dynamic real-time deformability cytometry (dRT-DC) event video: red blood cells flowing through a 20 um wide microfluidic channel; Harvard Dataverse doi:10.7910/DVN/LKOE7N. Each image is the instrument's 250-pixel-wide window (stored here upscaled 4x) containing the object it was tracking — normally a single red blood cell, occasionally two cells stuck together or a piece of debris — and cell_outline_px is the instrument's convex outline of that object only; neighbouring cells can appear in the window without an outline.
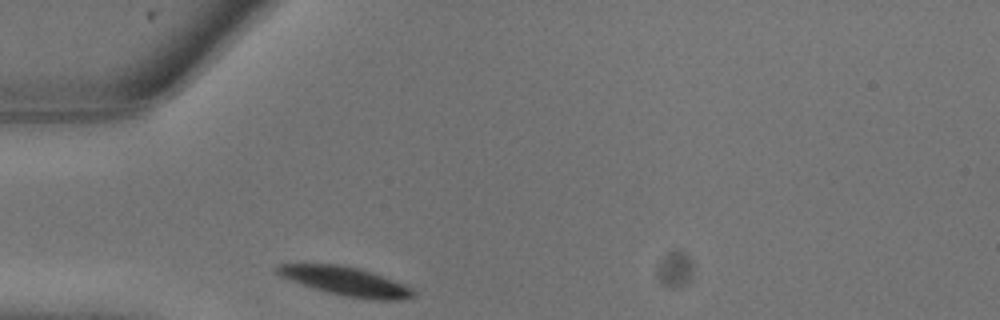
{"species": "common noctule bat (a hibernating species)", "species_latin": "Nyctalus noctula", "temperature_condition": "warm", "stored_images_in_passage": 6, "camera_frame_rate_fps": 3000, "um_per_image_px": 0.085, "animal": {"sex": "male", "body_mass_g": 13.3}, "frame": {"image": 1, "passage_image": 1, "time_ms": 0.0, "image_size_px": [1000, 320], "cell_outline_px": [[416, 296], [400, 300], [372, 300], [344, 296], [328, 292], [280, 276], [272, 268], [276, 264], [336, 264], [356, 268], [372, 272], [412, 288], [416, 292]], "centroid_in_image_um": [29.39, 23.91], "position_along_channel_um": 55.6, "area_um2": 22.54}}
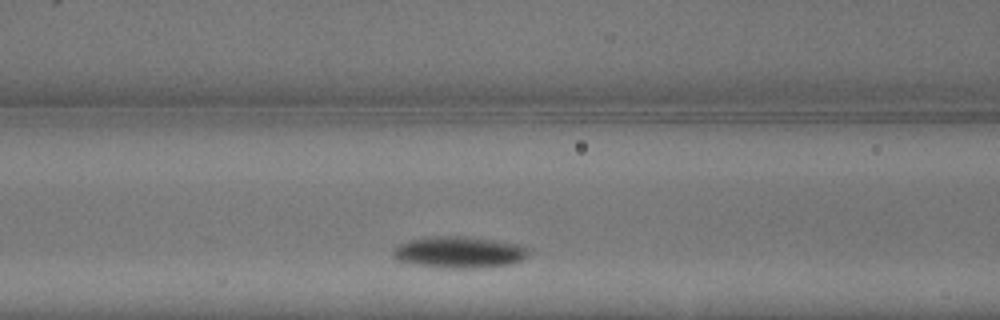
{"frame": {"image": 2, "passage_image": 4, "time_ms": 1.0, "image_size_px": [1000, 320], "cell_outline_px": [[528, 256], [512, 264], [472, 268], [448, 268], [416, 264], [396, 260], [392, 256], [392, 252], [396, 244], [408, 240], [436, 236], [464, 236], [492, 240], [516, 244], [524, 248], [528, 252]], "centroid_in_image_um": [38.95, 21.44], "position_along_channel_um": 127.7, "area_um2": 24.62}}
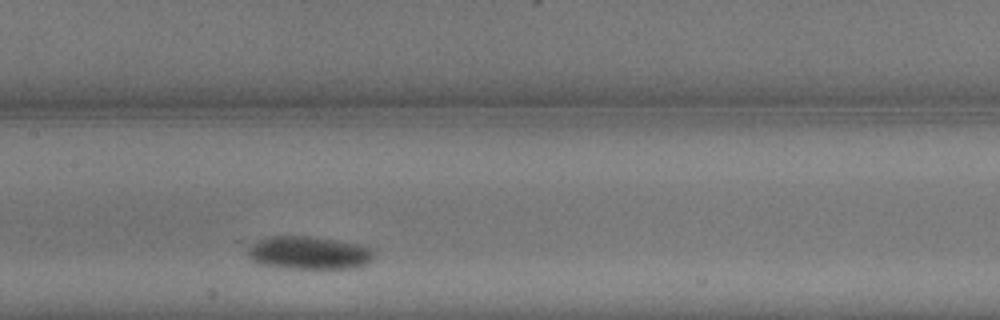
{"frame": {"image": 3, "passage_image": 6, "time_ms": 1.667, "image_size_px": [1000, 320], "cell_outline_px": [[376, 256], [368, 264], [356, 268], [284, 268], [260, 264], [252, 260], [248, 256], [248, 252], [260, 240], [272, 236], [308, 236], [336, 240], [360, 244], [376, 248]], "centroid_in_image_um": [26.4, 21.5], "position_along_channel_um": 181.0, "area_um2": 24.33}}